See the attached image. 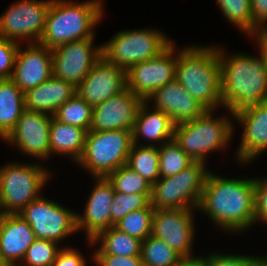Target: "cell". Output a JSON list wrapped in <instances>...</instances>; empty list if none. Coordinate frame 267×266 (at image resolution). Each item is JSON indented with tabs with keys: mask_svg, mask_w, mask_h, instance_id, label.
<instances>
[{
	"mask_svg": "<svg viewBox=\"0 0 267 266\" xmlns=\"http://www.w3.org/2000/svg\"><path fill=\"white\" fill-rule=\"evenodd\" d=\"M76 89V94L95 107L127 89V71L102 55Z\"/></svg>",
	"mask_w": 267,
	"mask_h": 266,
	"instance_id": "2e32d148",
	"label": "cell"
},
{
	"mask_svg": "<svg viewBox=\"0 0 267 266\" xmlns=\"http://www.w3.org/2000/svg\"><path fill=\"white\" fill-rule=\"evenodd\" d=\"M172 43L159 30H122L102 45V55L127 71L137 63L159 56Z\"/></svg>",
	"mask_w": 267,
	"mask_h": 266,
	"instance_id": "9c48e42d",
	"label": "cell"
},
{
	"mask_svg": "<svg viewBox=\"0 0 267 266\" xmlns=\"http://www.w3.org/2000/svg\"><path fill=\"white\" fill-rule=\"evenodd\" d=\"M151 195L152 193L122 194L115 191L111 206V227L128 213L148 208L151 205Z\"/></svg>",
	"mask_w": 267,
	"mask_h": 266,
	"instance_id": "e575fe53",
	"label": "cell"
},
{
	"mask_svg": "<svg viewBox=\"0 0 267 266\" xmlns=\"http://www.w3.org/2000/svg\"><path fill=\"white\" fill-rule=\"evenodd\" d=\"M218 57L223 107L231 116L244 107L267 101V71L261 55L227 56L218 48Z\"/></svg>",
	"mask_w": 267,
	"mask_h": 266,
	"instance_id": "7a4b0ae2",
	"label": "cell"
},
{
	"mask_svg": "<svg viewBox=\"0 0 267 266\" xmlns=\"http://www.w3.org/2000/svg\"><path fill=\"white\" fill-rule=\"evenodd\" d=\"M50 172L40 164L7 163L0 167V212L19 214L40 197ZM50 175V176H49Z\"/></svg>",
	"mask_w": 267,
	"mask_h": 266,
	"instance_id": "52a82bcc",
	"label": "cell"
},
{
	"mask_svg": "<svg viewBox=\"0 0 267 266\" xmlns=\"http://www.w3.org/2000/svg\"><path fill=\"white\" fill-rule=\"evenodd\" d=\"M20 45L11 80L25 93L53 75L52 49L38 42L29 43L23 51Z\"/></svg>",
	"mask_w": 267,
	"mask_h": 266,
	"instance_id": "d6986e66",
	"label": "cell"
},
{
	"mask_svg": "<svg viewBox=\"0 0 267 266\" xmlns=\"http://www.w3.org/2000/svg\"><path fill=\"white\" fill-rule=\"evenodd\" d=\"M255 178L231 179L208 173L198 211L209 215L217 227L242 232L255 223Z\"/></svg>",
	"mask_w": 267,
	"mask_h": 266,
	"instance_id": "6da1fadb",
	"label": "cell"
},
{
	"mask_svg": "<svg viewBox=\"0 0 267 266\" xmlns=\"http://www.w3.org/2000/svg\"><path fill=\"white\" fill-rule=\"evenodd\" d=\"M175 266H208V256H183Z\"/></svg>",
	"mask_w": 267,
	"mask_h": 266,
	"instance_id": "7bdbcfd3",
	"label": "cell"
},
{
	"mask_svg": "<svg viewBox=\"0 0 267 266\" xmlns=\"http://www.w3.org/2000/svg\"><path fill=\"white\" fill-rule=\"evenodd\" d=\"M181 257L174 249L153 235L142 241L143 266H175Z\"/></svg>",
	"mask_w": 267,
	"mask_h": 266,
	"instance_id": "f546056e",
	"label": "cell"
},
{
	"mask_svg": "<svg viewBox=\"0 0 267 266\" xmlns=\"http://www.w3.org/2000/svg\"><path fill=\"white\" fill-rule=\"evenodd\" d=\"M158 154L160 178L176 175L194 162L174 139L158 145Z\"/></svg>",
	"mask_w": 267,
	"mask_h": 266,
	"instance_id": "4dcf8cb0",
	"label": "cell"
},
{
	"mask_svg": "<svg viewBox=\"0 0 267 266\" xmlns=\"http://www.w3.org/2000/svg\"><path fill=\"white\" fill-rule=\"evenodd\" d=\"M84 256L74 248H62L51 266H86Z\"/></svg>",
	"mask_w": 267,
	"mask_h": 266,
	"instance_id": "60d3db41",
	"label": "cell"
},
{
	"mask_svg": "<svg viewBox=\"0 0 267 266\" xmlns=\"http://www.w3.org/2000/svg\"><path fill=\"white\" fill-rule=\"evenodd\" d=\"M155 208L139 209L128 213L114 226L122 232L141 241L152 235V217Z\"/></svg>",
	"mask_w": 267,
	"mask_h": 266,
	"instance_id": "1f68e13d",
	"label": "cell"
},
{
	"mask_svg": "<svg viewBox=\"0 0 267 266\" xmlns=\"http://www.w3.org/2000/svg\"><path fill=\"white\" fill-rule=\"evenodd\" d=\"M76 93L77 89L72 84L52 75L47 81L24 93L25 109L53 116Z\"/></svg>",
	"mask_w": 267,
	"mask_h": 266,
	"instance_id": "603a6c76",
	"label": "cell"
},
{
	"mask_svg": "<svg viewBox=\"0 0 267 266\" xmlns=\"http://www.w3.org/2000/svg\"><path fill=\"white\" fill-rule=\"evenodd\" d=\"M85 129L62 123L52 117L50 125V155L64 154L73 161H78L83 153Z\"/></svg>",
	"mask_w": 267,
	"mask_h": 266,
	"instance_id": "d4e9b609",
	"label": "cell"
},
{
	"mask_svg": "<svg viewBox=\"0 0 267 266\" xmlns=\"http://www.w3.org/2000/svg\"><path fill=\"white\" fill-rule=\"evenodd\" d=\"M132 145L131 130L88 131L77 164L87 169L92 177H107L127 164Z\"/></svg>",
	"mask_w": 267,
	"mask_h": 266,
	"instance_id": "8992f818",
	"label": "cell"
},
{
	"mask_svg": "<svg viewBox=\"0 0 267 266\" xmlns=\"http://www.w3.org/2000/svg\"><path fill=\"white\" fill-rule=\"evenodd\" d=\"M52 115L24 110L14 128L3 139L11 145H17L23 154L36 159L50 157V125Z\"/></svg>",
	"mask_w": 267,
	"mask_h": 266,
	"instance_id": "5bb4252c",
	"label": "cell"
},
{
	"mask_svg": "<svg viewBox=\"0 0 267 266\" xmlns=\"http://www.w3.org/2000/svg\"><path fill=\"white\" fill-rule=\"evenodd\" d=\"M19 44L0 36V80L11 79Z\"/></svg>",
	"mask_w": 267,
	"mask_h": 266,
	"instance_id": "8d00e7d4",
	"label": "cell"
},
{
	"mask_svg": "<svg viewBox=\"0 0 267 266\" xmlns=\"http://www.w3.org/2000/svg\"><path fill=\"white\" fill-rule=\"evenodd\" d=\"M233 118L244 128L237 161L247 164L267 150V101L244 107Z\"/></svg>",
	"mask_w": 267,
	"mask_h": 266,
	"instance_id": "ac0fdd59",
	"label": "cell"
},
{
	"mask_svg": "<svg viewBox=\"0 0 267 266\" xmlns=\"http://www.w3.org/2000/svg\"><path fill=\"white\" fill-rule=\"evenodd\" d=\"M103 11L101 0H52L39 43L54 49L71 41L95 38L93 29L102 20Z\"/></svg>",
	"mask_w": 267,
	"mask_h": 266,
	"instance_id": "277c9868",
	"label": "cell"
},
{
	"mask_svg": "<svg viewBox=\"0 0 267 266\" xmlns=\"http://www.w3.org/2000/svg\"><path fill=\"white\" fill-rule=\"evenodd\" d=\"M59 243L52 240L36 239L18 266H51L55 261L58 252L62 249Z\"/></svg>",
	"mask_w": 267,
	"mask_h": 266,
	"instance_id": "d590c367",
	"label": "cell"
},
{
	"mask_svg": "<svg viewBox=\"0 0 267 266\" xmlns=\"http://www.w3.org/2000/svg\"><path fill=\"white\" fill-rule=\"evenodd\" d=\"M96 184L83 214L77 216V230H86L87 240L94 239L101 231L111 227V206L114 187L107 177H95Z\"/></svg>",
	"mask_w": 267,
	"mask_h": 266,
	"instance_id": "ffe728a7",
	"label": "cell"
},
{
	"mask_svg": "<svg viewBox=\"0 0 267 266\" xmlns=\"http://www.w3.org/2000/svg\"><path fill=\"white\" fill-rule=\"evenodd\" d=\"M76 214L42 195L29 203L18 215L31 226L36 239L59 243L78 231Z\"/></svg>",
	"mask_w": 267,
	"mask_h": 266,
	"instance_id": "30bf717a",
	"label": "cell"
},
{
	"mask_svg": "<svg viewBox=\"0 0 267 266\" xmlns=\"http://www.w3.org/2000/svg\"><path fill=\"white\" fill-rule=\"evenodd\" d=\"M36 240L31 226L18 214L0 216V253L9 266H18Z\"/></svg>",
	"mask_w": 267,
	"mask_h": 266,
	"instance_id": "7402d4cb",
	"label": "cell"
},
{
	"mask_svg": "<svg viewBox=\"0 0 267 266\" xmlns=\"http://www.w3.org/2000/svg\"><path fill=\"white\" fill-rule=\"evenodd\" d=\"M209 172L204 162L194 161L178 174L160 178L152 185L151 205L155 209H198Z\"/></svg>",
	"mask_w": 267,
	"mask_h": 266,
	"instance_id": "ba28073f",
	"label": "cell"
},
{
	"mask_svg": "<svg viewBox=\"0 0 267 266\" xmlns=\"http://www.w3.org/2000/svg\"><path fill=\"white\" fill-rule=\"evenodd\" d=\"M94 38L71 41L52 49L53 76L77 88L102 57V45Z\"/></svg>",
	"mask_w": 267,
	"mask_h": 266,
	"instance_id": "7c38bea8",
	"label": "cell"
},
{
	"mask_svg": "<svg viewBox=\"0 0 267 266\" xmlns=\"http://www.w3.org/2000/svg\"><path fill=\"white\" fill-rule=\"evenodd\" d=\"M144 100L128 88L93 107L89 131L133 130L135 118Z\"/></svg>",
	"mask_w": 267,
	"mask_h": 266,
	"instance_id": "e0dca14e",
	"label": "cell"
},
{
	"mask_svg": "<svg viewBox=\"0 0 267 266\" xmlns=\"http://www.w3.org/2000/svg\"><path fill=\"white\" fill-rule=\"evenodd\" d=\"M254 211L255 223L259 220L267 224V179L255 178Z\"/></svg>",
	"mask_w": 267,
	"mask_h": 266,
	"instance_id": "74e56055",
	"label": "cell"
},
{
	"mask_svg": "<svg viewBox=\"0 0 267 266\" xmlns=\"http://www.w3.org/2000/svg\"><path fill=\"white\" fill-rule=\"evenodd\" d=\"M253 35L256 37V40L258 41V46L260 49L259 55H261V57L263 58L267 71V35L261 29H259Z\"/></svg>",
	"mask_w": 267,
	"mask_h": 266,
	"instance_id": "ee69618b",
	"label": "cell"
},
{
	"mask_svg": "<svg viewBox=\"0 0 267 266\" xmlns=\"http://www.w3.org/2000/svg\"><path fill=\"white\" fill-rule=\"evenodd\" d=\"M90 245L101 242L94 254H112L118 256H141L142 241L120 231L115 226L101 231Z\"/></svg>",
	"mask_w": 267,
	"mask_h": 266,
	"instance_id": "4316f807",
	"label": "cell"
},
{
	"mask_svg": "<svg viewBox=\"0 0 267 266\" xmlns=\"http://www.w3.org/2000/svg\"><path fill=\"white\" fill-rule=\"evenodd\" d=\"M252 28L257 32L267 23V0H250Z\"/></svg>",
	"mask_w": 267,
	"mask_h": 266,
	"instance_id": "b9f144b4",
	"label": "cell"
},
{
	"mask_svg": "<svg viewBox=\"0 0 267 266\" xmlns=\"http://www.w3.org/2000/svg\"><path fill=\"white\" fill-rule=\"evenodd\" d=\"M25 110L24 93L11 80H0V138L3 140L14 128Z\"/></svg>",
	"mask_w": 267,
	"mask_h": 266,
	"instance_id": "484cf974",
	"label": "cell"
},
{
	"mask_svg": "<svg viewBox=\"0 0 267 266\" xmlns=\"http://www.w3.org/2000/svg\"><path fill=\"white\" fill-rule=\"evenodd\" d=\"M126 165L153 185L160 179L158 146L133 144Z\"/></svg>",
	"mask_w": 267,
	"mask_h": 266,
	"instance_id": "83f0119b",
	"label": "cell"
},
{
	"mask_svg": "<svg viewBox=\"0 0 267 266\" xmlns=\"http://www.w3.org/2000/svg\"><path fill=\"white\" fill-rule=\"evenodd\" d=\"M178 51L176 80L180 85L207 110L223 106L218 47L194 45Z\"/></svg>",
	"mask_w": 267,
	"mask_h": 266,
	"instance_id": "3957f363",
	"label": "cell"
},
{
	"mask_svg": "<svg viewBox=\"0 0 267 266\" xmlns=\"http://www.w3.org/2000/svg\"><path fill=\"white\" fill-rule=\"evenodd\" d=\"M97 266H143L141 256H118L112 254H93Z\"/></svg>",
	"mask_w": 267,
	"mask_h": 266,
	"instance_id": "ab89813d",
	"label": "cell"
},
{
	"mask_svg": "<svg viewBox=\"0 0 267 266\" xmlns=\"http://www.w3.org/2000/svg\"><path fill=\"white\" fill-rule=\"evenodd\" d=\"M0 266H9L0 253Z\"/></svg>",
	"mask_w": 267,
	"mask_h": 266,
	"instance_id": "bcb514c9",
	"label": "cell"
},
{
	"mask_svg": "<svg viewBox=\"0 0 267 266\" xmlns=\"http://www.w3.org/2000/svg\"><path fill=\"white\" fill-rule=\"evenodd\" d=\"M52 0H20L0 16V36L20 44L38 43L45 30ZM29 40V41H28Z\"/></svg>",
	"mask_w": 267,
	"mask_h": 266,
	"instance_id": "8fae6325",
	"label": "cell"
},
{
	"mask_svg": "<svg viewBox=\"0 0 267 266\" xmlns=\"http://www.w3.org/2000/svg\"><path fill=\"white\" fill-rule=\"evenodd\" d=\"M258 257L212 253L208 255V266H250Z\"/></svg>",
	"mask_w": 267,
	"mask_h": 266,
	"instance_id": "f35d334b",
	"label": "cell"
},
{
	"mask_svg": "<svg viewBox=\"0 0 267 266\" xmlns=\"http://www.w3.org/2000/svg\"><path fill=\"white\" fill-rule=\"evenodd\" d=\"M147 105L148 102L144 101L137 112L132 130L133 144L138 145L140 136L144 137V139L146 138L149 142L151 141V144H145L151 146H156L159 142L162 145L172 140L175 125L171 121L170 116L154 108L150 111Z\"/></svg>",
	"mask_w": 267,
	"mask_h": 266,
	"instance_id": "cb8c5ba5",
	"label": "cell"
},
{
	"mask_svg": "<svg viewBox=\"0 0 267 266\" xmlns=\"http://www.w3.org/2000/svg\"><path fill=\"white\" fill-rule=\"evenodd\" d=\"M212 111L174 127L173 139L193 161L205 163L208 153L225 150L235 130L233 121L225 116L214 118Z\"/></svg>",
	"mask_w": 267,
	"mask_h": 266,
	"instance_id": "5b68a950",
	"label": "cell"
},
{
	"mask_svg": "<svg viewBox=\"0 0 267 266\" xmlns=\"http://www.w3.org/2000/svg\"><path fill=\"white\" fill-rule=\"evenodd\" d=\"M150 100L153 108L169 115L175 126L192 121L207 110L176 79L157 89L146 101Z\"/></svg>",
	"mask_w": 267,
	"mask_h": 266,
	"instance_id": "44dd1931",
	"label": "cell"
},
{
	"mask_svg": "<svg viewBox=\"0 0 267 266\" xmlns=\"http://www.w3.org/2000/svg\"><path fill=\"white\" fill-rule=\"evenodd\" d=\"M250 266H266V257L258 256V258Z\"/></svg>",
	"mask_w": 267,
	"mask_h": 266,
	"instance_id": "f6af8a7d",
	"label": "cell"
},
{
	"mask_svg": "<svg viewBox=\"0 0 267 266\" xmlns=\"http://www.w3.org/2000/svg\"><path fill=\"white\" fill-rule=\"evenodd\" d=\"M114 191L122 194L152 193V185L127 165H123L107 176Z\"/></svg>",
	"mask_w": 267,
	"mask_h": 266,
	"instance_id": "836d02e7",
	"label": "cell"
},
{
	"mask_svg": "<svg viewBox=\"0 0 267 266\" xmlns=\"http://www.w3.org/2000/svg\"><path fill=\"white\" fill-rule=\"evenodd\" d=\"M92 115L93 107L75 94L56 110L53 117L62 123L85 129L88 132L92 123Z\"/></svg>",
	"mask_w": 267,
	"mask_h": 266,
	"instance_id": "f1b7e54d",
	"label": "cell"
},
{
	"mask_svg": "<svg viewBox=\"0 0 267 266\" xmlns=\"http://www.w3.org/2000/svg\"><path fill=\"white\" fill-rule=\"evenodd\" d=\"M225 18L240 31L250 36L256 33L252 28V11L250 0H216Z\"/></svg>",
	"mask_w": 267,
	"mask_h": 266,
	"instance_id": "d6a6232c",
	"label": "cell"
},
{
	"mask_svg": "<svg viewBox=\"0 0 267 266\" xmlns=\"http://www.w3.org/2000/svg\"><path fill=\"white\" fill-rule=\"evenodd\" d=\"M193 209H155L152 235L183 256L192 255L194 240Z\"/></svg>",
	"mask_w": 267,
	"mask_h": 266,
	"instance_id": "9a60e30c",
	"label": "cell"
},
{
	"mask_svg": "<svg viewBox=\"0 0 267 266\" xmlns=\"http://www.w3.org/2000/svg\"><path fill=\"white\" fill-rule=\"evenodd\" d=\"M261 30L267 35V24H265Z\"/></svg>",
	"mask_w": 267,
	"mask_h": 266,
	"instance_id": "7dc6e473",
	"label": "cell"
},
{
	"mask_svg": "<svg viewBox=\"0 0 267 266\" xmlns=\"http://www.w3.org/2000/svg\"><path fill=\"white\" fill-rule=\"evenodd\" d=\"M174 44L159 56L127 70V88L131 92L146 101L157 89L176 79L178 53Z\"/></svg>",
	"mask_w": 267,
	"mask_h": 266,
	"instance_id": "4fadbf2b",
	"label": "cell"
}]
</instances>
